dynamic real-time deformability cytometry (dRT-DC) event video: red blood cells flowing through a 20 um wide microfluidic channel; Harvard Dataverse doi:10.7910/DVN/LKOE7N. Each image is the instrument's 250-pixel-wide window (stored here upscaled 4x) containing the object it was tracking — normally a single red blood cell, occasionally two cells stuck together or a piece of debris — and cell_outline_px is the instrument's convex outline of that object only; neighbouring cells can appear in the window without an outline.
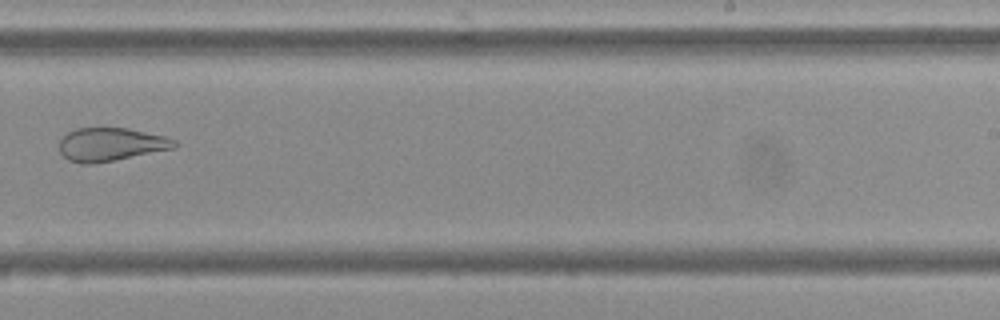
{"species": "Egyptian fruit bat (a non-hibernating species)", "species_latin": "Rousettus aegyptiacus", "temperature_condition": "cold", "stored_images_in_passage": 12, "camera_frame_rate_fps": 3000, "um_per_image_px": 0.085, "frame": {"image": 1, "passage_image": 9, "time_ms": 10.333, "image_size_px": [1000, 320], "cell_outline_px": [[180, 144], [176, 148], [92, 164], [80, 164], [68, 160], [60, 152], [60, 140], [68, 132], [76, 128], [128, 128], [164, 136], [176, 140]], "centroid_in_image_um": [9.44, 12.27], "position_along_channel_um": 279.6, "area_um2": 22.31}}